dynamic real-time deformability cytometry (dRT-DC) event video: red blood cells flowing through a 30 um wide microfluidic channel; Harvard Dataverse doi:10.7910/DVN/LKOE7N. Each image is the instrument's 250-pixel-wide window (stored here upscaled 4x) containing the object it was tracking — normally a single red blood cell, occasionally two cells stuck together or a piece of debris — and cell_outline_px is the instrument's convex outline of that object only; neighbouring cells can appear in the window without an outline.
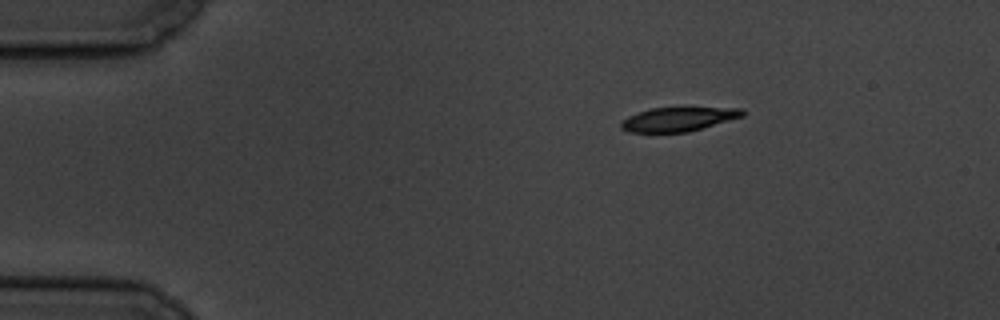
{"species": "common noctule bat (a hibernating species)", "species_latin": "Nyctalus noctula", "temperature_condition": "cold", "stored_images_in_passage": 49, "camera_frame_rate_fps": 3000, "um_per_image_px": 0.085, "animal": {"sex": "male", "body_mass_g": 19.5, "forearm_length_mm": 54.6}, "frame": {"image": 1, "passage_image": 1, "time_ms": 0.0, "image_size_px": [1000, 320], "cell_outline_px": [[744, 116], [688, 132], [628, 132], [620, 128], [620, 120], [628, 116], [652, 108], [684, 104], [744, 108]], "centroid_in_image_um": [57.72, 10.06], "position_along_channel_um": 27.3, "area_um2": 18.21}}
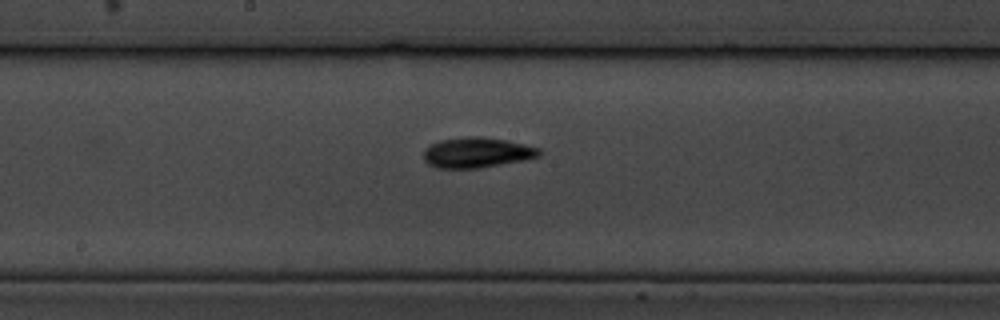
{"frame": {"image": 2, "passage_image": 22, "time_ms": 7.0, "image_size_px": [1000, 320], "cell_outline_px": [[544, 152], [540, 156], [524, 160], [476, 168], [436, 168], [428, 164], [424, 160], [424, 148], [428, 144], [440, 140], [468, 136], [480, 136], [504, 140], [524, 144], [540, 148]], "centroid_in_image_um": [40.52, 12.96], "position_along_channel_um": 207.7, "area_um2": 20.52}}
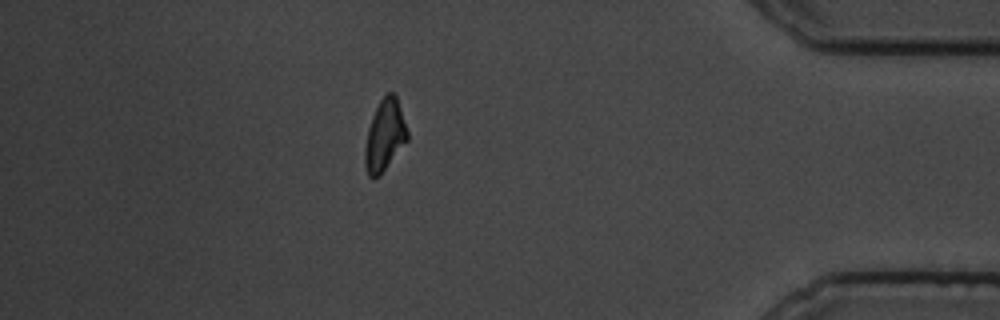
{"frame": {"image": 3, "passage_image": 42, "time_ms": 13.667, "image_size_px": [1000, 320], "cell_outline_px": [[408, 140], [380, 176], [372, 180], [368, 176], [364, 164], [364, 148], [368, 128], [372, 116], [380, 100], [388, 92], [392, 92], [396, 96], [408, 132]], "centroid_in_image_um": [32.68, 11.56], "position_along_channel_um": 402.5, "area_um2": 17.74}, "authors_computed_cell_mechanics": {"area_um2": 18.785, "velocity_mm_per_s": 3.4967, "shape_relaxation_time_tau1_ms": 3.2968, "shape_relaxation_time_tau2_ms": 4.9796, "deformation_change_tau1": 0.1404, "deformation_change_tau2": 0.1067}}